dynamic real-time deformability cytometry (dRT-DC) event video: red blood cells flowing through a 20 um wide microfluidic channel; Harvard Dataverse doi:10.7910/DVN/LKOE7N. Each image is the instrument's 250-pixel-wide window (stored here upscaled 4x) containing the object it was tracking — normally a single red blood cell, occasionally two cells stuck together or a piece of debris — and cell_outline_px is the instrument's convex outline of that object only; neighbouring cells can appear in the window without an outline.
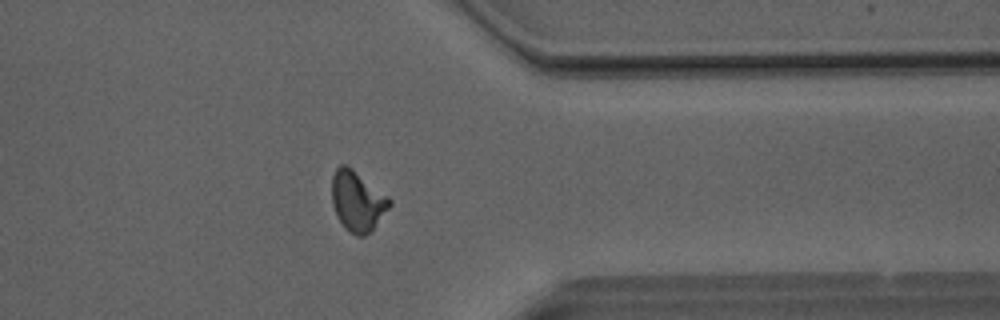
{"species": "Egyptian fruit bat (a non-hibernating species)", "species_latin": "Rousettus aegyptiacus", "temperature_condition": "room temperature", "stored_images_in_passage": 50, "camera_frame_rate_fps": 3000, "um_per_image_px": 0.085, "animal": {"sex": "male"}, "frame": {"image": 1, "passage_image": 40, "time_ms": 13.0, "image_size_px": [1000, 320], "cell_outline_px": [[392, 204], [372, 228], [364, 236], [356, 236], [348, 232], [344, 228], [336, 216], [332, 204], [332, 176], [336, 168], [340, 164], [348, 164], [388, 196], [392, 200]], "centroid_in_image_um": [30.35, 17.07], "position_along_channel_um": 381.0, "area_um2": 20.35}}
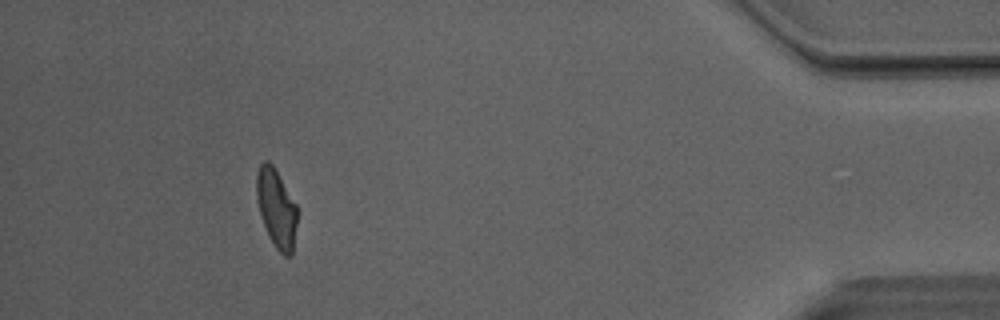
{"frame": {"image": 2, "passage_image": 46, "time_ms": 15.0, "image_size_px": [1000, 320], "cell_outline_px": [[296, 224], [292, 256], [284, 256], [276, 248], [268, 236], [256, 200], [256, 176], [260, 164], [264, 160], [268, 160], [272, 164], [296, 204]], "centroid_in_image_um": [23.47, 17.7], "position_along_channel_um": 411.7, "area_um2": 18.38}, "authors_computed_cell_mechanics": {"area_um2": 19.4497, "velocity_mm_per_s": 4.1033, "shape_relaxation_time_tau1_ms": 7.7008, "shape_relaxation_time_tau2_ms": 1.8943, "deformation_change_tau1": 0.2249, "deformation_change_tau2": 0.0963}}